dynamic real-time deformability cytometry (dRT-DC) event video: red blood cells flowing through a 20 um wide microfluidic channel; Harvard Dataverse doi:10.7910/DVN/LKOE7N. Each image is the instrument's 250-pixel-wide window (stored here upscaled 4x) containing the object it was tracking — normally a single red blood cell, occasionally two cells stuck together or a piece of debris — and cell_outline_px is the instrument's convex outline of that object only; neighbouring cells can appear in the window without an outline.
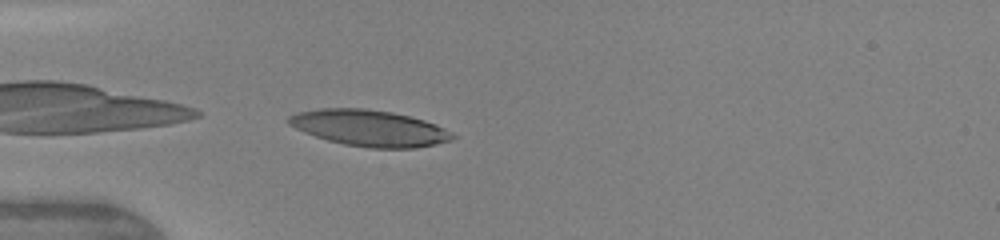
{"species": "human", "species_latin": "Homo sapiens", "temperature_condition": "warm", "stored_images_in_passage": 5, "camera_frame_rate_fps": 3000, "um_per_image_px": 0.085, "donor": {"sex": "female"}, "frame": {"image": 1, "passage_image": 5, "time_ms": 3.667, "image_size_px": [1000, 240], "cell_outline_px": [[456, 136], [452, 140], [436, 144], [416, 148], [368, 148], [344, 144], [328, 140], [304, 132], [288, 124], [284, 120], [288, 116], [296, 112], [320, 108], [364, 108], [392, 112], [424, 120], [436, 124], [452, 132]], "centroid_in_image_um": [31.38, 10.88], "position_along_channel_um": 53.6, "area_um2": 34.74}}